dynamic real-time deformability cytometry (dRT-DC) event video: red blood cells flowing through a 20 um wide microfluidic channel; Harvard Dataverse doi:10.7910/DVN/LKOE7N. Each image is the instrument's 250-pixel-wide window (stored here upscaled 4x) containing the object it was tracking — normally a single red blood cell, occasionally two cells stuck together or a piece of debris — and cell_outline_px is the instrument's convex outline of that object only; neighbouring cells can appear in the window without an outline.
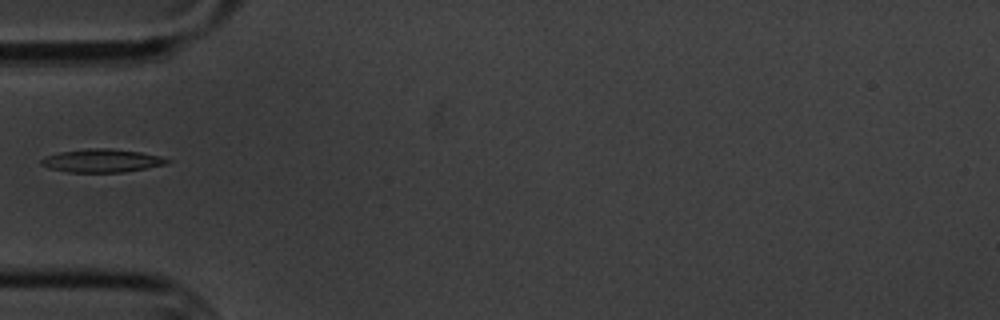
{"species": "common noctule bat (a hibernating species)", "species_latin": "Nyctalus noctula", "temperature_condition": "cold", "stored_images_in_passage": 14, "camera_frame_rate_fps": 3000, "um_per_image_px": 0.085, "animal": {"sex": "male", "body_mass_g": 20.1, "forearm_length_mm": 53.5}, "frame": {"image": 1, "passage_image": 4, "time_ms": 4.333, "image_size_px": [1000, 320], "cell_outline_px": [[172, 160], [164, 164], [124, 172], [68, 172], [48, 168], [40, 164], [40, 160], [44, 156], [60, 152], [88, 148], [112, 148], [140, 152], [160, 156]], "centroid_in_image_um": [8.6, 13.65], "position_along_channel_um": 76.4, "area_um2": 16.99}}
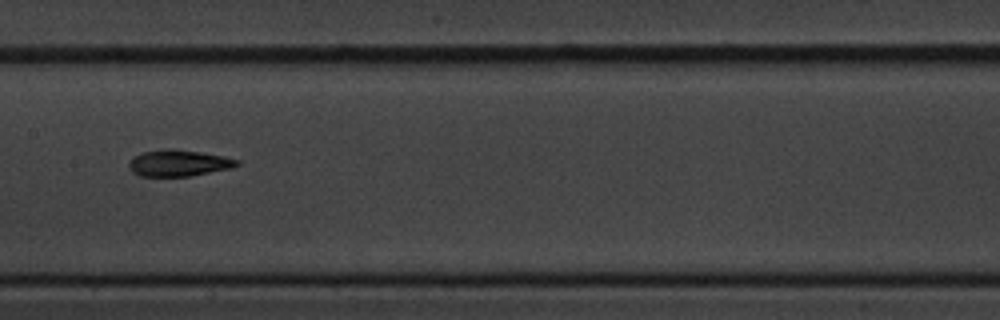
{"frame": {"image": 2, "passage_image": 7, "time_ms": 7.667, "image_size_px": [1000, 320], "cell_outline_px": [[240, 164], [232, 168], [192, 176], [140, 176], [132, 172], [128, 168], [128, 164], [136, 156], [144, 152], [160, 148], [172, 148], [200, 152], [224, 156], [240, 160]], "centroid_in_image_um": [15.21, 13.86], "position_along_channel_um": 192.2, "area_um2": 16.76}}
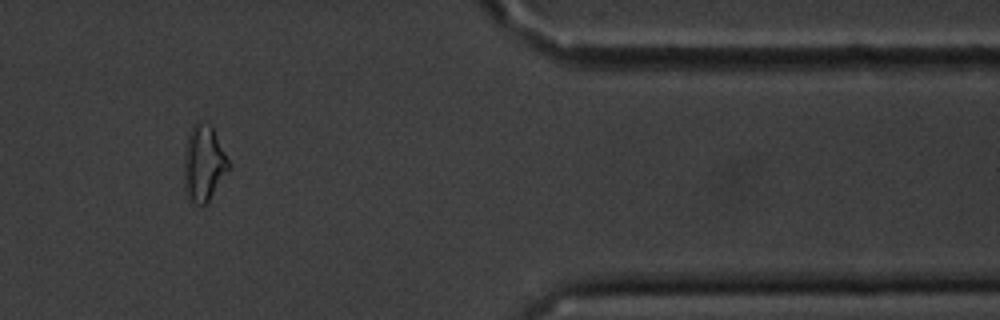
{"frame": {"image": 3, "passage_image": 12, "time_ms": 14.333, "image_size_px": [1000, 320], "cell_outline_px": [[232, 164], [208, 200], [204, 204], [196, 204], [188, 200], [184, 188], [184, 156], [188, 136], [196, 120], [200, 120], [208, 124], [212, 128]], "centroid_in_image_um": [17.31, 13.88], "position_along_channel_um": 394.1, "area_um2": 19.59}, "authors_computed_cell_mechanics": {"area_um2": 16.8776, "velocity_mm_per_s": 3.4478, "shape_relaxation_time_tau1_ms": 4.1595, "shape_relaxation_time_tau2_ms": 5.1555, "deformation_change_tau1": 0.1357, "deformation_change_tau2": 0.1295}}